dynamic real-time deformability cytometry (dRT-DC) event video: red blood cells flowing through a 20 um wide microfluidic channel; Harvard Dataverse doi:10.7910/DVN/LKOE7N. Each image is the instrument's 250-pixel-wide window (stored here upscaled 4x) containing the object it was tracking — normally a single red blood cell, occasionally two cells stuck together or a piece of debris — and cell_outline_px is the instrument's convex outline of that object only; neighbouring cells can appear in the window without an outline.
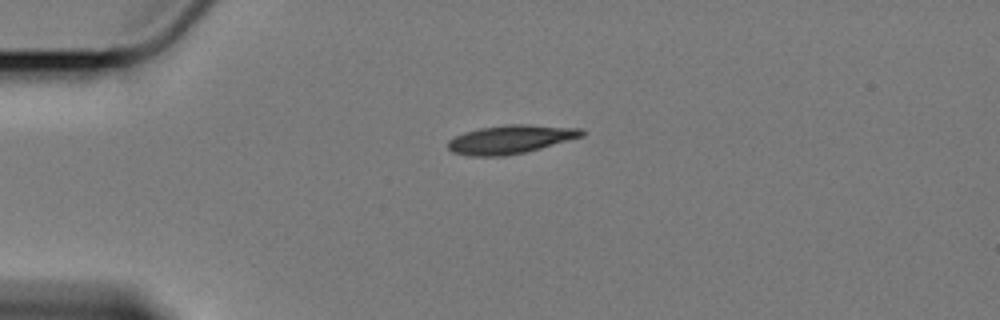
{"species": "Egyptian fruit bat (a non-hibernating species)", "species_latin": "Rousettus aegyptiacus", "temperature_condition": "cold", "stored_images_in_passage": 46, "camera_frame_rate_fps": 3000, "um_per_image_px": 0.085, "animal": {"sex": "female"}, "frame": {"image": 1, "passage_image": 1, "time_ms": 0.0, "image_size_px": [1000, 320], "cell_outline_px": [[584, 136], [540, 148], [524, 152], [504, 156], [472, 156], [452, 152], [448, 148], [448, 140], [464, 132], [480, 128], [508, 124], [528, 124], [584, 128]], "centroid_in_image_um": [43.42, 11.83], "position_along_channel_um": 41.6, "area_um2": 22.25}}
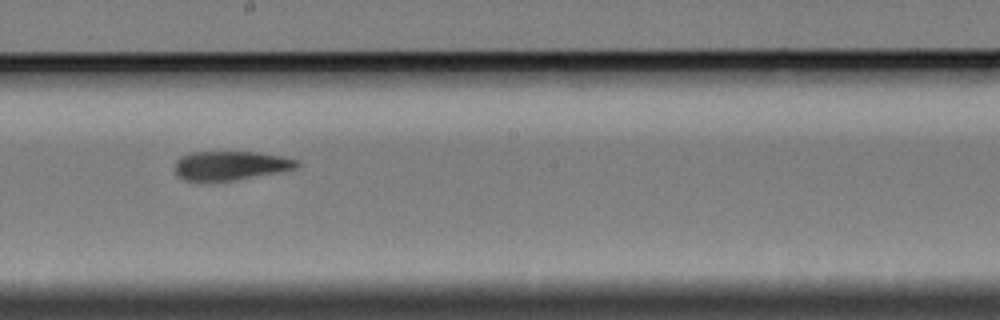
{"frame": {"image": 2, "passage_image": 20, "time_ms": 6.333, "image_size_px": [1000, 320], "cell_outline_px": [[300, 164], [296, 168], [276, 172], [232, 180], [184, 180], [176, 176], [176, 160], [180, 156], [192, 152], [260, 152], [300, 160]], "centroid_in_image_um": [19.59, 14.05], "position_along_channel_um": 228.6, "area_um2": 20.35}}
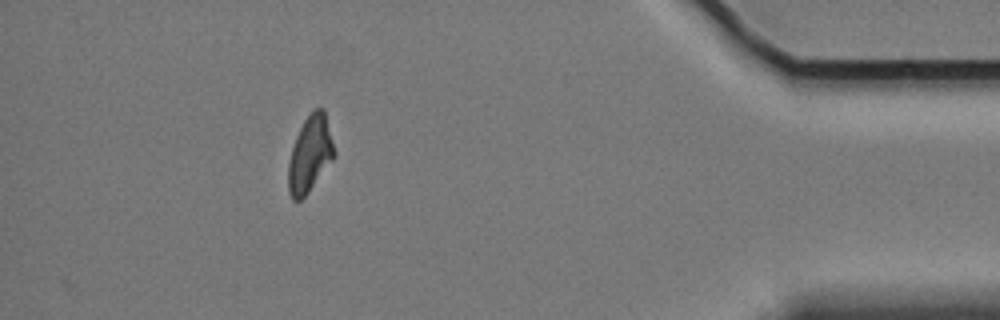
{"frame": {"image": 3, "passage_image": 40, "time_ms": 13.0, "image_size_px": [1000, 320], "cell_outline_px": [[336, 156], [308, 192], [300, 200], [292, 200], [288, 192], [288, 164], [292, 148], [296, 136], [304, 120], [312, 108], [324, 108], [336, 152]], "centroid_in_image_um": [26.36, 13.07], "position_along_channel_um": 408.8, "area_um2": 20.52}, "authors_computed_cell_mechanics": {"area_um2": 21.4438, "velocity_mm_per_s": 3.4123, "shape_relaxation_time_tau1_ms": 3.9775, "shape_relaxation_time_tau2_ms": 4.498, "deformation_change_tau1": 0.1487, "deformation_change_tau2": 0.1304}}